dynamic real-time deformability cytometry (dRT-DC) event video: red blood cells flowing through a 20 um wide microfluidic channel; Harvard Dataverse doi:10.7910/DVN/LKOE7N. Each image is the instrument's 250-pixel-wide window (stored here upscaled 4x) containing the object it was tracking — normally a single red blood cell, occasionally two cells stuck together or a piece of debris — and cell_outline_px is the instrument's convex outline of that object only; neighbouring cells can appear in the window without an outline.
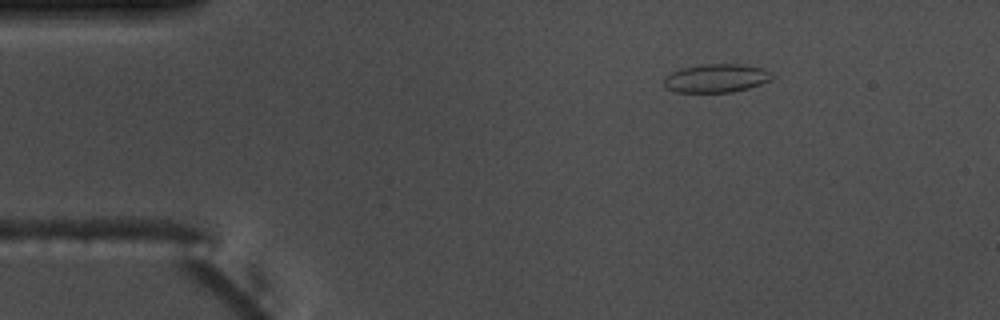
{"species": "common noctule bat (a hibernating species)", "species_latin": "Nyctalus noctula", "temperature_condition": "warm", "stored_images_in_passage": 4, "camera_frame_rate_fps": 3000, "um_per_image_px": 0.085, "animal": {"sex": "male", "body_mass_g": 17.5, "forearm_length_mm": 52.3}, "frame": {"image": 1, "passage_image": 1, "time_ms": 0.0, "image_size_px": [1000, 320], "cell_outline_px": [[776, 76], [772, 80], [748, 88], [732, 92], [676, 92], [664, 88], [664, 76], [680, 68], [704, 64], [744, 64], [764, 68], [772, 72]], "centroid_in_image_um": [60.91, 6.64], "position_along_channel_um": 24.1, "area_um2": 18.26}}